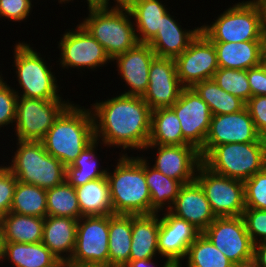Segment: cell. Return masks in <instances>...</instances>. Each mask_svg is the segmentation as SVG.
Wrapping results in <instances>:
<instances>
[{"label":"cell","mask_w":266,"mask_h":267,"mask_svg":"<svg viewBox=\"0 0 266 267\" xmlns=\"http://www.w3.org/2000/svg\"><path fill=\"white\" fill-rule=\"evenodd\" d=\"M95 139L106 147L144 151L149 142L152 110L141 96L116 94L90 104ZM101 139V140H100Z\"/></svg>","instance_id":"cell-1"},{"label":"cell","mask_w":266,"mask_h":267,"mask_svg":"<svg viewBox=\"0 0 266 267\" xmlns=\"http://www.w3.org/2000/svg\"><path fill=\"white\" fill-rule=\"evenodd\" d=\"M113 172L107 171L113 214H151V196L145 177L144 156L122 155Z\"/></svg>","instance_id":"cell-2"},{"label":"cell","mask_w":266,"mask_h":267,"mask_svg":"<svg viewBox=\"0 0 266 267\" xmlns=\"http://www.w3.org/2000/svg\"><path fill=\"white\" fill-rule=\"evenodd\" d=\"M80 106L72 101L41 140L46 152L60 160L65 167L72 165L95 139L91 109Z\"/></svg>","instance_id":"cell-3"},{"label":"cell","mask_w":266,"mask_h":267,"mask_svg":"<svg viewBox=\"0 0 266 267\" xmlns=\"http://www.w3.org/2000/svg\"><path fill=\"white\" fill-rule=\"evenodd\" d=\"M88 17L79 22L105 49L113 60L139 42L127 7L88 6Z\"/></svg>","instance_id":"cell-4"},{"label":"cell","mask_w":266,"mask_h":267,"mask_svg":"<svg viewBox=\"0 0 266 267\" xmlns=\"http://www.w3.org/2000/svg\"><path fill=\"white\" fill-rule=\"evenodd\" d=\"M217 16L200 26L211 42L261 41L264 10L259 0L237 2Z\"/></svg>","instance_id":"cell-5"},{"label":"cell","mask_w":266,"mask_h":267,"mask_svg":"<svg viewBox=\"0 0 266 267\" xmlns=\"http://www.w3.org/2000/svg\"><path fill=\"white\" fill-rule=\"evenodd\" d=\"M11 163L6 167L17 181L33 184L44 190L52 189L66 180V167L46 152L41 141H20Z\"/></svg>","instance_id":"cell-6"},{"label":"cell","mask_w":266,"mask_h":267,"mask_svg":"<svg viewBox=\"0 0 266 267\" xmlns=\"http://www.w3.org/2000/svg\"><path fill=\"white\" fill-rule=\"evenodd\" d=\"M14 64L19 88L15 90L17 96L37 98L44 100L59 99L62 97L60 87L57 84L52 65H48L45 57L35 51L30 43L25 41L14 44ZM51 67V68H50Z\"/></svg>","instance_id":"cell-7"},{"label":"cell","mask_w":266,"mask_h":267,"mask_svg":"<svg viewBox=\"0 0 266 267\" xmlns=\"http://www.w3.org/2000/svg\"><path fill=\"white\" fill-rule=\"evenodd\" d=\"M202 163L217 174L245 181L266 167V142L218 145Z\"/></svg>","instance_id":"cell-8"},{"label":"cell","mask_w":266,"mask_h":267,"mask_svg":"<svg viewBox=\"0 0 266 267\" xmlns=\"http://www.w3.org/2000/svg\"><path fill=\"white\" fill-rule=\"evenodd\" d=\"M72 102L62 97L53 100L18 96L15 116L16 142L41 141L54 121Z\"/></svg>","instance_id":"cell-9"},{"label":"cell","mask_w":266,"mask_h":267,"mask_svg":"<svg viewBox=\"0 0 266 267\" xmlns=\"http://www.w3.org/2000/svg\"><path fill=\"white\" fill-rule=\"evenodd\" d=\"M108 243L109 215L79 218L69 263L74 267H108Z\"/></svg>","instance_id":"cell-10"},{"label":"cell","mask_w":266,"mask_h":267,"mask_svg":"<svg viewBox=\"0 0 266 267\" xmlns=\"http://www.w3.org/2000/svg\"><path fill=\"white\" fill-rule=\"evenodd\" d=\"M202 233L237 267L252 263L254 243L242 216L216 217Z\"/></svg>","instance_id":"cell-11"},{"label":"cell","mask_w":266,"mask_h":267,"mask_svg":"<svg viewBox=\"0 0 266 267\" xmlns=\"http://www.w3.org/2000/svg\"><path fill=\"white\" fill-rule=\"evenodd\" d=\"M195 180L200 184L216 217L242 216L244 181L217 174L201 163Z\"/></svg>","instance_id":"cell-12"},{"label":"cell","mask_w":266,"mask_h":267,"mask_svg":"<svg viewBox=\"0 0 266 267\" xmlns=\"http://www.w3.org/2000/svg\"><path fill=\"white\" fill-rule=\"evenodd\" d=\"M60 38L58 49L60 57L57 62L62 69L95 70L112 62L103 46L81 25L66 29Z\"/></svg>","instance_id":"cell-13"},{"label":"cell","mask_w":266,"mask_h":267,"mask_svg":"<svg viewBox=\"0 0 266 267\" xmlns=\"http://www.w3.org/2000/svg\"><path fill=\"white\" fill-rule=\"evenodd\" d=\"M248 142H266V138L257 132L245 106L235 113L212 115L204 146L199 152L203 159L215 146Z\"/></svg>","instance_id":"cell-14"},{"label":"cell","mask_w":266,"mask_h":267,"mask_svg":"<svg viewBox=\"0 0 266 267\" xmlns=\"http://www.w3.org/2000/svg\"><path fill=\"white\" fill-rule=\"evenodd\" d=\"M174 60L178 79L185 88L212 79L219 68L216 48L201 31Z\"/></svg>","instance_id":"cell-15"},{"label":"cell","mask_w":266,"mask_h":267,"mask_svg":"<svg viewBox=\"0 0 266 267\" xmlns=\"http://www.w3.org/2000/svg\"><path fill=\"white\" fill-rule=\"evenodd\" d=\"M170 108L180 121L183 138L200 150L212 118L208 104L192 88H184Z\"/></svg>","instance_id":"cell-16"},{"label":"cell","mask_w":266,"mask_h":267,"mask_svg":"<svg viewBox=\"0 0 266 267\" xmlns=\"http://www.w3.org/2000/svg\"><path fill=\"white\" fill-rule=\"evenodd\" d=\"M156 148V149H155ZM157 150L153 165L165 176L178 180L182 185L191 183L202 163L199 150L193 145H153L147 144L144 150Z\"/></svg>","instance_id":"cell-17"},{"label":"cell","mask_w":266,"mask_h":267,"mask_svg":"<svg viewBox=\"0 0 266 267\" xmlns=\"http://www.w3.org/2000/svg\"><path fill=\"white\" fill-rule=\"evenodd\" d=\"M149 84L142 96L151 110L171 107L185 88L178 79L175 60L155 56L149 69Z\"/></svg>","instance_id":"cell-18"},{"label":"cell","mask_w":266,"mask_h":267,"mask_svg":"<svg viewBox=\"0 0 266 267\" xmlns=\"http://www.w3.org/2000/svg\"><path fill=\"white\" fill-rule=\"evenodd\" d=\"M158 233V250L162 260H169L174 266L183 265L188 247L201 234L192 224L173 215L162 212ZM164 258V259H163Z\"/></svg>","instance_id":"cell-19"},{"label":"cell","mask_w":266,"mask_h":267,"mask_svg":"<svg viewBox=\"0 0 266 267\" xmlns=\"http://www.w3.org/2000/svg\"><path fill=\"white\" fill-rule=\"evenodd\" d=\"M156 56L149 44L138 43L134 48L116 56L112 62L115 64L119 75L129 86L124 95L143 96L149 84V69L153 58Z\"/></svg>","instance_id":"cell-20"},{"label":"cell","mask_w":266,"mask_h":267,"mask_svg":"<svg viewBox=\"0 0 266 267\" xmlns=\"http://www.w3.org/2000/svg\"><path fill=\"white\" fill-rule=\"evenodd\" d=\"M169 211L192 224L201 233L216 219L204 190L196 180L181 186Z\"/></svg>","instance_id":"cell-21"},{"label":"cell","mask_w":266,"mask_h":267,"mask_svg":"<svg viewBox=\"0 0 266 267\" xmlns=\"http://www.w3.org/2000/svg\"><path fill=\"white\" fill-rule=\"evenodd\" d=\"M170 10L162 16V25L156 36L148 43L158 57L175 59L185 51L190 42L199 34L200 26L189 30L181 28L178 19Z\"/></svg>","instance_id":"cell-22"},{"label":"cell","mask_w":266,"mask_h":267,"mask_svg":"<svg viewBox=\"0 0 266 267\" xmlns=\"http://www.w3.org/2000/svg\"><path fill=\"white\" fill-rule=\"evenodd\" d=\"M77 226V219L61 216L45 217L42 243L60 262H69L71 259L76 242Z\"/></svg>","instance_id":"cell-23"},{"label":"cell","mask_w":266,"mask_h":267,"mask_svg":"<svg viewBox=\"0 0 266 267\" xmlns=\"http://www.w3.org/2000/svg\"><path fill=\"white\" fill-rule=\"evenodd\" d=\"M159 229V213L148 215H132V242L130 247V260L161 257L159 256L157 242Z\"/></svg>","instance_id":"cell-24"},{"label":"cell","mask_w":266,"mask_h":267,"mask_svg":"<svg viewBox=\"0 0 266 267\" xmlns=\"http://www.w3.org/2000/svg\"><path fill=\"white\" fill-rule=\"evenodd\" d=\"M219 68L248 70L262 63L261 41L213 42Z\"/></svg>","instance_id":"cell-25"},{"label":"cell","mask_w":266,"mask_h":267,"mask_svg":"<svg viewBox=\"0 0 266 267\" xmlns=\"http://www.w3.org/2000/svg\"><path fill=\"white\" fill-rule=\"evenodd\" d=\"M5 261L11 267H56L60 263L42 242H3L2 264Z\"/></svg>","instance_id":"cell-26"},{"label":"cell","mask_w":266,"mask_h":267,"mask_svg":"<svg viewBox=\"0 0 266 267\" xmlns=\"http://www.w3.org/2000/svg\"><path fill=\"white\" fill-rule=\"evenodd\" d=\"M161 0H134L128 10L134 20L135 31L139 43L148 44L162 25V16L169 11Z\"/></svg>","instance_id":"cell-27"},{"label":"cell","mask_w":266,"mask_h":267,"mask_svg":"<svg viewBox=\"0 0 266 267\" xmlns=\"http://www.w3.org/2000/svg\"><path fill=\"white\" fill-rule=\"evenodd\" d=\"M132 215H109L108 267H125L130 260Z\"/></svg>","instance_id":"cell-28"},{"label":"cell","mask_w":266,"mask_h":267,"mask_svg":"<svg viewBox=\"0 0 266 267\" xmlns=\"http://www.w3.org/2000/svg\"><path fill=\"white\" fill-rule=\"evenodd\" d=\"M45 218L21 215L13 212L0 218L3 242H42Z\"/></svg>","instance_id":"cell-29"},{"label":"cell","mask_w":266,"mask_h":267,"mask_svg":"<svg viewBox=\"0 0 266 267\" xmlns=\"http://www.w3.org/2000/svg\"><path fill=\"white\" fill-rule=\"evenodd\" d=\"M81 217L112 215V201L107 177L91 180L75 188Z\"/></svg>","instance_id":"cell-30"},{"label":"cell","mask_w":266,"mask_h":267,"mask_svg":"<svg viewBox=\"0 0 266 267\" xmlns=\"http://www.w3.org/2000/svg\"><path fill=\"white\" fill-rule=\"evenodd\" d=\"M145 158V177L151 196V214L169 211L182 184L153 168Z\"/></svg>","instance_id":"cell-31"},{"label":"cell","mask_w":266,"mask_h":267,"mask_svg":"<svg viewBox=\"0 0 266 267\" xmlns=\"http://www.w3.org/2000/svg\"><path fill=\"white\" fill-rule=\"evenodd\" d=\"M148 144L190 145L183 138L180 121L170 107L152 110Z\"/></svg>","instance_id":"cell-32"},{"label":"cell","mask_w":266,"mask_h":267,"mask_svg":"<svg viewBox=\"0 0 266 267\" xmlns=\"http://www.w3.org/2000/svg\"><path fill=\"white\" fill-rule=\"evenodd\" d=\"M99 143L98 140L94 139L81 152L73 164L66 167V181L74 188L107 175L109 168L103 169L98 162V156H96L98 155Z\"/></svg>","instance_id":"cell-33"},{"label":"cell","mask_w":266,"mask_h":267,"mask_svg":"<svg viewBox=\"0 0 266 267\" xmlns=\"http://www.w3.org/2000/svg\"><path fill=\"white\" fill-rule=\"evenodd\" d=\"M209 106L212 115H223L241 111L246 103L220 88L212 79L195 83L191 87Z\"/></svg>","instance_id":"cell-34"},{"label":"cell","mask_w":266,"mask_h":267,"mask_svg":"<svg viewBox=\"0 0 266 267\" xmlns=\"http://www.w3.org/2000/svg\"><path fill=\"white\" fill-rule=\"evenodd\" d=\"M47 192L33 184L17 181L10 212L45 218Z\"/></svg>","instance_id":"cell-35"},{"label":"cell","mask_w":266,"mask_h":267,"mask_svg":"<svg viewBox=\"0 0 266 267\" xmlns=\"http://www.w3.org/2000/svg\"><path fill=\"white\" fill-rule=\"evenodd\" d=\"M186 267H237L201 233L188 247Z\"/></svg>","instance_id":"cell-36"},{"label":"cell","mask_w":266,"mask_h":267,"mask_svg":"<svg viewBox=\"0 0 266 267\" xmlns=\"http://www.w3.org/2000/svg\"><path fill=\"white\" fill-rule=\"evenodd\" d=\"M46 192L47 216L69 217L77 220L81 218L75 188L66 180Z\"/></svg>","instance_id":"cell-37"},{"label":"cell","mask_w":266,"mask_h":267,"mask_svg":"<svg viewBox=\"0 0 266 267\" xmlns=\"http://www.w3.org/2000/svg\"><path fill=\"white\" fill-rule=\"evenodd\" d=\"M213 80L217 85L245 103L251 97V88L247 79V70L218 68L214 73Z\"/></svg>","instance_id":"cell-38"},{"label":"cell","mask_w":266,"mask_h":267,"mask_svg":"<svg viewBox=\"0 0 266 267\" xmlns=\"http://www.w3.org/2000/svg\"><path fill=\"white\" fill-rule=\"evenodd\" d=\"M245 207L266 210V167L244 181Z\"/></svg>","instance_id":"cell-39"},{"label":"cell","mask_w":266,"mask_h":267,"mask_svg":"<svg viewBox=\"0 0 266 267\" xmlns=\"http://www.w3.org/2000/svg\"><path fill=\"white\" fill-rule=\"evenodd\" d=\"M18 96L15 88L5 82L0 86V130L3 127H10L15 122Z\"/></svg>","instance_id":"cell-40"},{"label":"cell","mask_w":266,"mask_h":267,"mask_svg":"<svg viewBox=\"0 0 266 267\" xmlns=\"http://www.w3.org/2000/svg\"><path fill=\"white\" fill-rule=\"evenodd\" d=\"M242 217L254 244L266 240V210L245 208Z\"/></svg>","instance_id":"cell-41"},{"label":"cell","mask_w":266,"mask_h":267,"mask_svg":"<svg viewBox=\"0 0 266 267\" xmlns=\"http://www.w3.org/2000/svg\"><path fill=\"white\" fill-rule=\"evenodd\" d=\"M33 0H0V18L12 22L25 21L32 13Z\"/></svg>","instance_id":"cell-42"},{"label":"cell","mask_w":266,"mask_h":267,"mask_svg":"<svg viewBox=\"0 0 266 267\" xmlns=\"http://www.w3.org/2000/svg\"><path fill=\"white\" fill-rule=\"evenodd\" d=\"M3 165L0 164V218L10 212L17 183L16 176Z\"/></svg>","instance_id":"cell-43"},{"label":"cell","mask_w":266,"mask_h":267,"mask_svg":"<svg viewBox=\"0 0 266 267\" xmlns=\"http://www.w3.org/2000/svg\"><path fill=\"white\" fill-rule=\"evenodd\" d=\"M245 106L257 132L266 138V95L250 97Z\"/></svg>","instance_id":"cell-44"},{"label":"cell","mask_w":266,"mask_h":267,"mask_svg":"<svg viewBox=\"0 0 266 267\" xmlns=\"http://www.w3.org/2000/svg\"><path fill=\"white\" fill-rule=\"evenodd\" d=\"M247 79L251 88V97L266 95V67L263 63L248 69Z\"/></svg>","instance_id":"cell-45"},{"label":"cell","mask_w":266,"mask_h":267,"mask_svg":"<svg viewBox=\"0 0 266 267\" xmlns=\"http://www.w3.org/2000/svg\"><path fill=\"white\" fill-rule=\"evenodd\" d=\"M254 267H266V240L254 244L253 260Z\"/></svg>","instance_id":"cell-46"},{"label":"cell","mask_w":266,"mask_h":267,"mask_svg":"<svg viewBox=\"0 0 266 267\" xmlns=\"http://www.w3.org/2000/svg\"><path fill=\"white\" fill-rule=\"evenodd\" d=\"M156 258H144L139 260H129V263L125 267H157L160 264H156ZM163 265L161 267H173L174 265L167 259L163 261ZM160 267V266H159Z\"/></svg>","instance_id":"cell-47"},{"label":"cell","mask_w":266,"mask_h":267,"mask_svg":"<svg viewBox=\"0 0 266 267\" xmlns=\"http://www.w3.org/2000/svg\"><path fill=\"white\" fill-rule=\"evenodd\" d=\"M262 57H266V22L264 21L261 36Z\"/></svg>","instance_id":"cell-48"},{"label":"cell","mask_w":266,"mask_h":267,"mask_svg":"<svg viewBox=\"0 0 266 267\" xmlns=\"http://www.w3.org/2000/svg\"><path fill=\"white\" fill-rule=\"evenodd\" d=\"M87 6L110 5V0H86Z\"/></svg>","instance_id":"cell-49"},{"label":"cell","mask_w":266,"mask_h":267,"mask_svg":"<svg viewBox=\"0 0 266 267\" xmlns=\"http://www.w3.org/2000/svg\"><path fill=\"white\" fill-rule=\"evenodd\" d=\"M115 4L113 6L127 7L134 0H113Z\"/></svg>","instance_id":"cell-50"},{"label":"cell","mask_w":266,"mask_h":267,"mask_svg":"<svg viewBox=\"0 0 266 267\" xmlns=\"http://www.w3.org/2000/svg\"><path fill=\"white\" fill-rule=\"evenodd\" d=\"M2 250H3V241H2V232L0 228V262L2 263Z\"/></svg>","instance_id":"cell-51"},{"label":"cell","mask_w":266,"mask_h":267,"mask_svg":"<svg viewBox=\"0 0 266 267\" xmlns=\"http://www.w3.org/2000/svg\"><path fill=\"white\" fill-rule=\"evenodd\" d=\"M56 267H74V266L69 262H60Z\"/></svg>","instance_id":"cell-52"},{"label":"cell","mask_w":266,"mask_h":267,"mask_svg":"<svg viewBox=\"0 0 266 267\" xmlns=\"http://www.w3.org/2000/svg\"><path fill=\"white\" fill-rule=\"evenodd\" d=\"M263 6L264 10V21L266 22V0H259Z\"/></svg>","instance_id":"cell-53"},{"label":"cell","mask_w":266,"mask_h":267,"mask_svg":"<svg viewBox=\"0 0 266 267\" xmlns=\"http://www.w3.org/2000/svg\"><path fill=\"white\" fill-rule=\"evenodd\" d=\"M1 73V72H0ZM4 77L2 76V73L0 74V86H2L6 81H4Z\"/></svg>","instance_id":"cell-54"},{"label":"cell","mask_w":266,"mask_h":267,"mask_svg":"<svg viewBox=\"0 0 266 267\" xmlns=\"http://www.w3.org/2000/svg\"><path fill=\"white\" fill-rule=\"evenodd\" d=\"M70 1L72 2L73 0H58V3L65 4V3H69Z\"/></svg>","instance_id":"cell-55"},{"label":"cell","mask_w":266,"mask_h":267,"mask_svg":"<svg viewBox=\"0 0 266 267\" xmlns=\"http://www.w3.org/2000/svg\"><path fill=\"white\" fill-rule=\"evenodd\" d=\"M262 63L266 67V57H262Z\"/></svg>","instance_id":"cell-56"},{"label":"cell","mask_w":266,"mask_h":267,"mask_svg":"<svg viewBox=\"0 0 266 267\" xmlns=\"http://www.w3.org/2000/svg\"><path fill=\"white\" fill-rule=\"evenodd\" d=\"M243 267H254V266L252 264H250V265L243 266Z\"/></svg>","instance_id":"cell-57"}]
</instances>
